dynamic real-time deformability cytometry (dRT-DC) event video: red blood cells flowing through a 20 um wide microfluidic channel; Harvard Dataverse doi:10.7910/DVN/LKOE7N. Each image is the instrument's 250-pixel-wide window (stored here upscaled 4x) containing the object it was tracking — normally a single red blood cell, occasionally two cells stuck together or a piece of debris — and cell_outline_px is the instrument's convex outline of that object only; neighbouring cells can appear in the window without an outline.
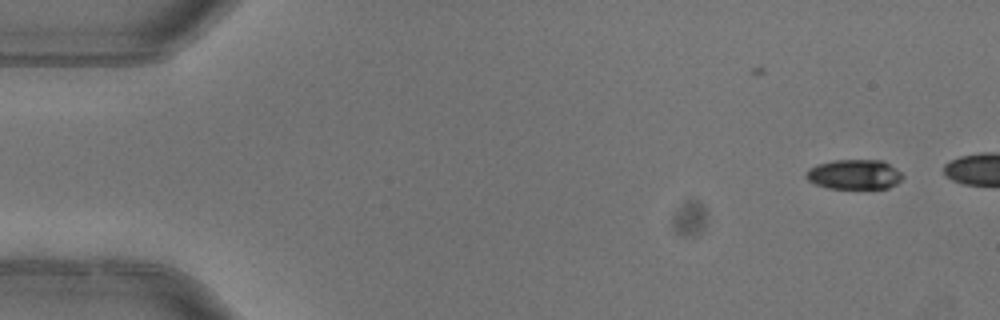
{"species": "common noctule bat (a hibernating species)", "species_latin": "Nyctalus noctula", "temperature_condition": "warm", "stored_images_in_passage": 4, "camera_frame_rate_fps": 3000, "um_per_image_px": 0.085, "animal": {"sex": "female"}, "frame": {"image": 1, "passage_image": 1, "time_ms": 0.0, "image_size_px": [1000, 320], "cell_outline_px": [[904, 176], [896, 184], [888, 188], [828, 188], [816, 184], [808, 180], [804, 176], [808, 168], [816, 164], [832, 160], [884, 160], [900, 172]], "centroid_in_image_um": [72.59, 14.81], "position_along_channel_um": 12.4, "area_um2": 16.82}}